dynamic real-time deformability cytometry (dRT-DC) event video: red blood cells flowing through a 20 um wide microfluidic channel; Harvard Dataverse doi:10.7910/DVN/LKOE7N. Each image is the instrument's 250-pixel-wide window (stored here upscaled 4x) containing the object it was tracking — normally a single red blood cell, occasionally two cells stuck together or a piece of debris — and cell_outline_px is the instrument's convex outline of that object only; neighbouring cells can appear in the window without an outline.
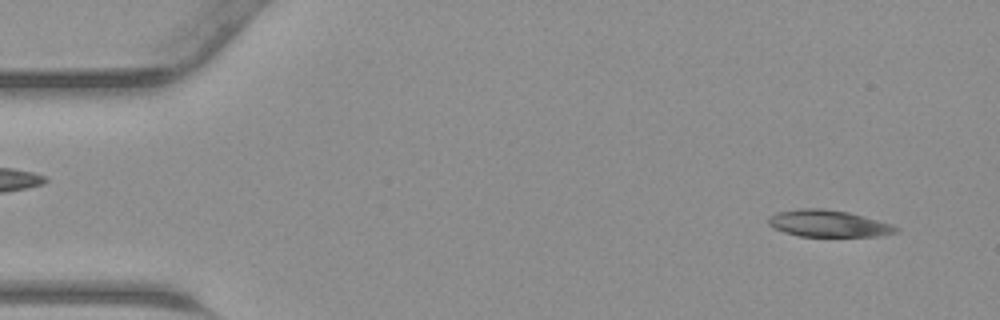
{"species": "common noctule bat (a hibernating species)", "species_latin": "Nyctalus noctula", "temperature_condition": "warm", "stored_images_in_passage": 9, "camera_frame_rate_fps": 3000, "um_per_image_px": 0.085, "animal": {"sex": "male", "body_mass_g": 23.1, "forearm_length_mm": 52.7}, "frame": {"image": 1, "passage_image": 2, "time_ms": 0.333, "image_size_px": [1000, 320], "cell_outline_px": [[900, 232], [880, 236], [800, 236], [784, 232], [772, 228], [768, 224], [768, 216], [776, 212], [800, 208], [824, 208], [848, 212], [864, 216], [892, 224], [900, 228]], "centroid_in_image_um": [70.41, 18.99], "position_along_channel_um": 14.6, "area_um2": 20.17}}